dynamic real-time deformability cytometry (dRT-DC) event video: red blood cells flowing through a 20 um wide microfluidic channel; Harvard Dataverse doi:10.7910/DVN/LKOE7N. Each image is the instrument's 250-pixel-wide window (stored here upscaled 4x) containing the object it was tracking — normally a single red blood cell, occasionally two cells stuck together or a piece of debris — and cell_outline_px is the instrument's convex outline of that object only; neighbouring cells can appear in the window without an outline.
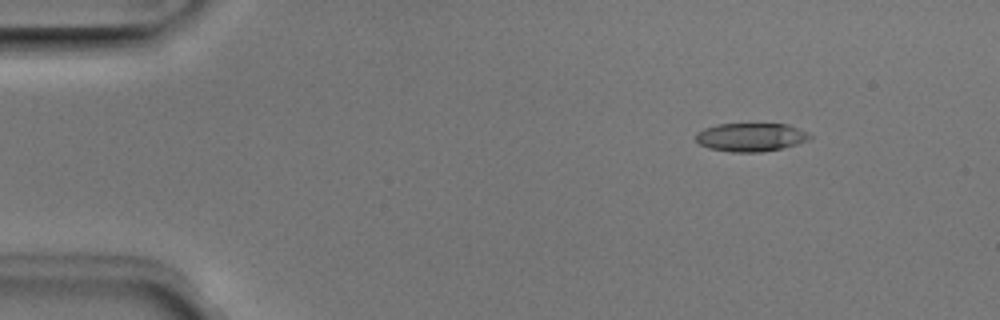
{"species": "Egyptian fruit bat (a non-hibernating species)", "species_latin": "Rousettus aegyptiacus", "temperature_condition": "room temperature", "stored_images_in_passage": 4, "camera_frame_rate_fps": 3000, "um_per_image_px": 0.085, "animal": {"sex": "male"}, "frame": {"image": 1, "passage_image": 2, "time_ms": 0.333, "image_size_px": [1000, 320], "cell_outline_px": [[812, 136], [808, 140], [796, 144], [780, 148], [760, 152], [728, 152], [708, 148], [700, 144], [696, 140], [696, 132], [704, 128], [716, 124], [788, 124], [808, 132]], "centroid_in_image_um": [63.79, 11.65], "position_along_channel_um": 21.2, "area_um2": 18.9}}